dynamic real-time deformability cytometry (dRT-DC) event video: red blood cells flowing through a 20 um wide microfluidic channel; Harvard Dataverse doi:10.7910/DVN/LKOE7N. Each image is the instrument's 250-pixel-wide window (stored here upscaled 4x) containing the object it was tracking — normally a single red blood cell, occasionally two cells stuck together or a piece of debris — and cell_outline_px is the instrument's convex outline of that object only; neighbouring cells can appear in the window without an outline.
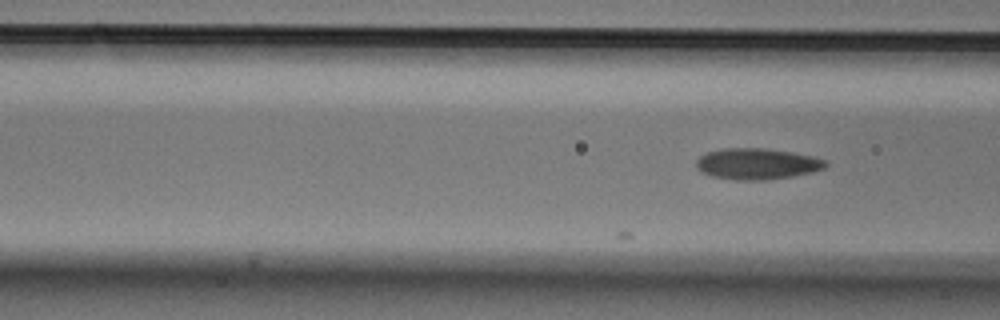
{"species": "Egyptian fruit bat (a non-hibernating species)", "species_latin": "Rousettus aegyptiacus", "temperature_condition": "cold", "stored_images_in_passage": 13, "camera_frame_rate_fps": 3000, "um_per_image_px": 0.085, "animal": {"sex": "male"}, "frame": {"image": 1, "passage_image": 13, "time_ms": 4.0, "image_size_px": [1000, 320], "cell_outline_px": [[828, 164], [824, 168], [812, 172], [792, 176], [760, 180], [736, 180], [712, 176], [700, 172], [696, 168], [696, 160], [700, 156], [708, 152], [724, 148], [764, 148], [812, 156], [828, 160]], "centroid_in_image_um": [64.33, 13.93], "position_along_channel_um": 102.3, "area_um2": 23.35}}